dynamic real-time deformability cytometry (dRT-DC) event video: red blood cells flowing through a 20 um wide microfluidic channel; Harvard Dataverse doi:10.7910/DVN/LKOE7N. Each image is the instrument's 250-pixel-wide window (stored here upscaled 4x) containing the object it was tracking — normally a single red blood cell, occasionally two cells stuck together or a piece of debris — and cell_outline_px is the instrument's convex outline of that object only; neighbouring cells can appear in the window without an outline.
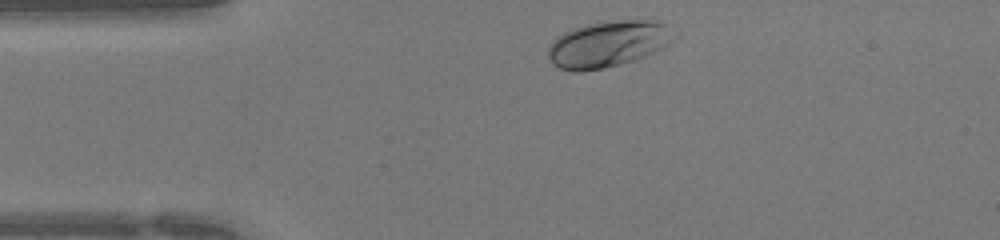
{"species": "human", "species_latin": "Homo sapiens", "temperature_condition": "warm", "stored_images_in_passage": 29, "camera_frame_rate_fps": 3000, "um_per_image_px": 0.085, "donor": {"sex": "female"}, "frame": {"image": 1, "passage_image": 1, "time_ms": 0.0, "image_size_px": [1000, 240], "cell_outline_px": [[680, 36], [668, 44], [644, 56], [620, 64], [604, 68], [580, 72], [572, 72], [560, 68], [552, 64], [548, 60], [548, 44], [556, 36], [572, 28], [604, 20], [648, 16], [660, 20], [668, 24], [680, 32]], "centroid_in_image_um": [51.77, 3.66], "position_along_channel_um": 33.2, "area_um2": 35.6}}
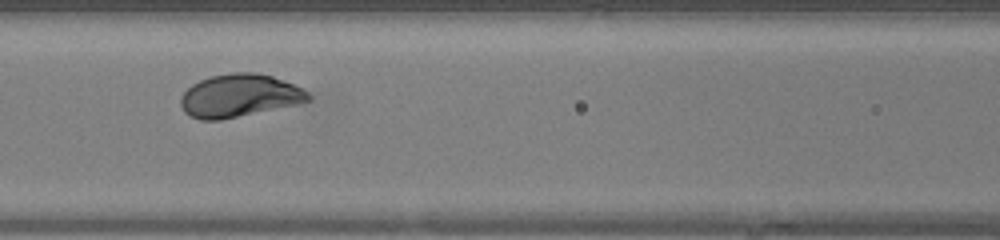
{"frame": {"image": 2, "passage_image": 11, "time_ms": 3.333, "image_size_px": [1000, 240], "cell_outline_px": [[312, 100], [300, 104], [220, 120], [200, 120], [184, 112], [180, 104], [180, 96], [192, 84], [200, 80], [212, 76], [232, 72], [256, 72], [272, 76], [292, 84], [308, 92], [312, 96]], "centroid_in_image_um": [20.35, 8.14], "position_along_channel_um": 146.2, "area_um2": 31.96}}
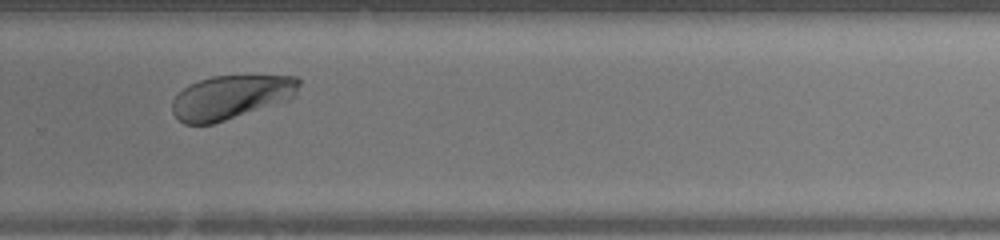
{"frame": {"image": 3, "passage_image": 22, "time_ms": 7.0, "image_size_px": [1000, 240], "cell_outline_px": [[300, 84], [296, 92], [292, 96], [224, 120], [212, 124], [184, 124], [172, 112], [172, 100], [188, 84], [212, 76], [300, 76]], "centroid_in_image_um": [19.55, 8.23], "position_along_channel_um": 310.2, "area_um2": 31.39}}